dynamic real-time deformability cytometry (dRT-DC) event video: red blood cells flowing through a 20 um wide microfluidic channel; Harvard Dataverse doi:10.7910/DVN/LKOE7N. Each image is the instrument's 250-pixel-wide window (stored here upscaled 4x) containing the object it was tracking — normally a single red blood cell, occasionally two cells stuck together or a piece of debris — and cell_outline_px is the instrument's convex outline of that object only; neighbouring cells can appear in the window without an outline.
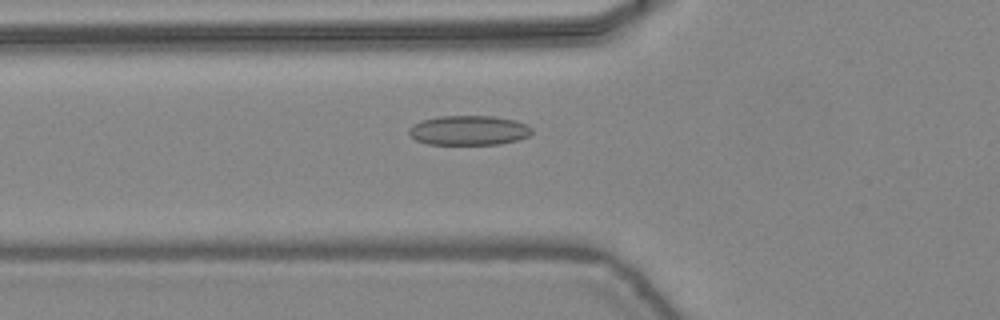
{"species": "common noctule bat (a hibernating species)", "species_latin": "Nyctalus noctula", "temperature_condition": "warm", "stored_images_in_passage": 41, "camera_frame_rate_fps": 3000, "um_per_image_px": 0.085, "animal": {"sex": "female", "body_mass_g": 24.6, "forearm_length_mm": 56.2}, "frame": {"image": 1, "passage_image": 12, "time_ms": 3.667, "image_size_px": [1000, 320], "cell_outline_px": [[532, 132], [528, 136], [516, 140], [500, 144], [428, 144], [416, 140], [408, 132], [408, 128], [412, 124], [420, 120], [440, 116], [492, 116], [512, 120], [524, 124], [532, 128]], "centroid_in_image_um": [39.79, 11.08], "position_along_channel_um": 86.0, "area_um2": 21.1}}
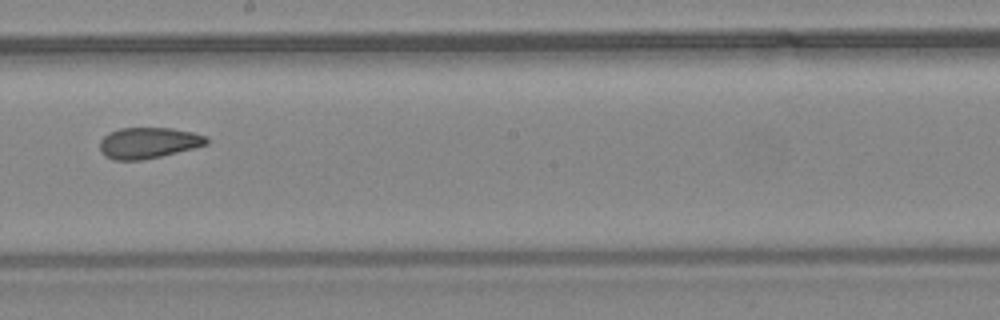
{"frame": {"image": 2, "passage_image": 22, "time_ms": 7.0, "image_size_px": [1000, 320], "cell_outline_px": [[208, 144], [144, 160], [112, 160], [104, 156], [100, 152], [100, 140], [108, 132], [120, 128], [172, 128], [192, 132], [208, 136]], "centroid_in_image_um": [12.58, 12.14], "position_along_channel_um": 235.6, "area_um2": 19.36}}
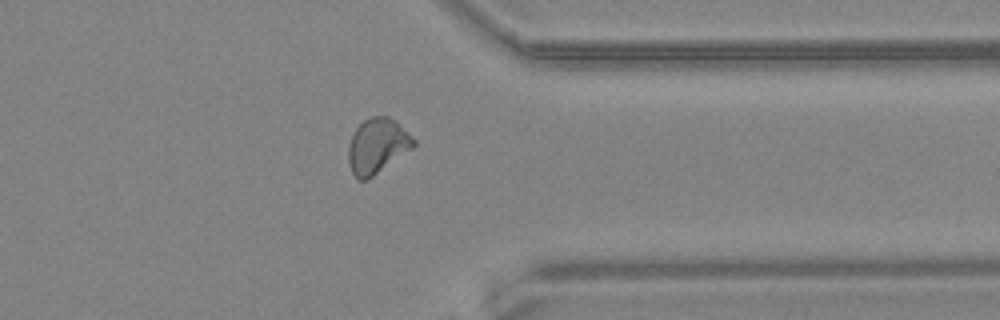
{"frame": {"image": 3, "passage_image": 32, "time_ms": 10.333, "image_size_px": [1000, 320], "cell_outline_px": [[416, 144], [412, 148], [368, 180], [356, 180], [348, 164], [348, 148], [352, 136], [356, 128], [364, 120], [372, 116], [388, 116], [396, 120], [416, 140]], "centroid_in_image_um": [32.06, 12.41], "position_along_channel_um": 379.3, "area_um2": 20.98}, "authors_computed_cell_mechanics": {"area_um2": 20.1722, "velocity_mm_per_s": 4.4599, "shape_relaxation_time_tau1_ms": null, "shape_relaxation_time_tau2_ms": 2.1478, "deformation_change_tau1": null, "deformation_change_tau2": 0.0791}}